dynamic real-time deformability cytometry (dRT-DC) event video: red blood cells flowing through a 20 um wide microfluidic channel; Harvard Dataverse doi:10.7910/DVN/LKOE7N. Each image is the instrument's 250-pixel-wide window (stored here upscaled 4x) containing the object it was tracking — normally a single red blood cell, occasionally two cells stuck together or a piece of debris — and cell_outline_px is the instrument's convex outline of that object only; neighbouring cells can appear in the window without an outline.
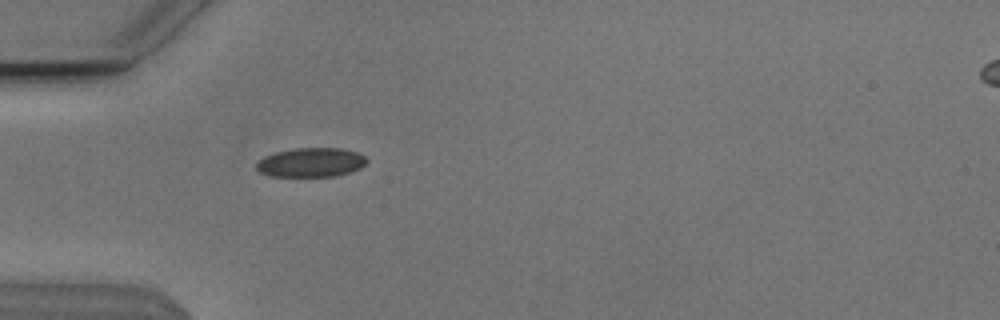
{"species": "Egyptian fruit bat (a non-hibernating species)", "species_latin": "Rousettus aegyptiacus", "temperature_condition": "cold", "stored_images_in_passage": 1, "camera_frame_rate_fps": 3000, "um_per_image_px": 0.085, "animal": {"sex": "male"}, "frame": {"image": 1, "passage_image": 1, "time_ms": 0.0, "image_size_px": [1000, 320], "cell_outline_px": [[368, 160], [360, 168], [336, 176], [268, 176], [260, 172], [256, 168], [256, 164], [264, 156], [276, 152], [296, 148], [340, 148], [356, 152], [364, 156]], "centroid_in_image_um": [26.41, 13.8], "position_along_channel_um": 58.6, "area_um2": 18.61}}